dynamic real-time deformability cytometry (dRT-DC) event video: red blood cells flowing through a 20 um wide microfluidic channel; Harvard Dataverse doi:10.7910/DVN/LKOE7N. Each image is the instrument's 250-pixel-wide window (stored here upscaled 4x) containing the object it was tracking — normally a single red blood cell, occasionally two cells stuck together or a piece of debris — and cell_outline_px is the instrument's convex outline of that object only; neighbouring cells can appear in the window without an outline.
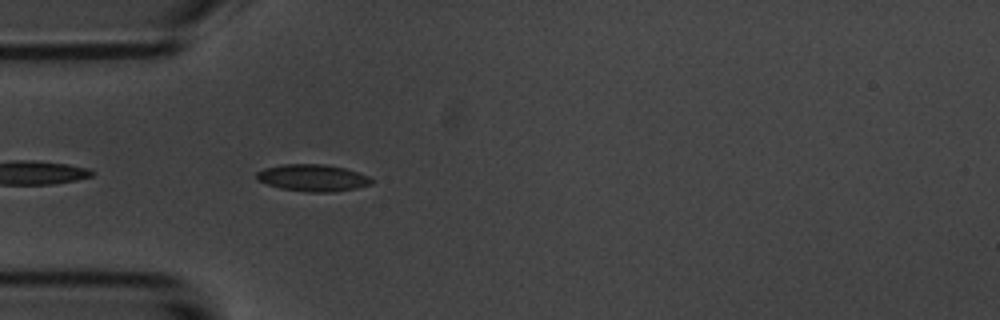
{"species": "common noctule bat (a hibernating species)", "species_latin": "Nyctalus noctula", "temperature_condition": "room temperature", "stored_images_in_passage": 3, "camera_frame_rate_fps": 3000, "um_per_image_px": 0.085, "animal": {"sex": "male", "body_mass_g": 20.1, "forearm_length_mm": 53.5}, "frame": {"image": 1, "passage_image": 3, "time_ms": 2.333, "image_size_px": [1000, 320], "cell_outline_px": [[372, 184], [356, 188], [332, 192], [304, 192], [280, 188], [256, 180], [256, 172], [264, 168], [284, 164], [324, 164], [344, 168], [368, 176], [372, 180]], "centroid_in_image_um": [26.55, 15.12], "position_along_channel_um": 58.5, "area_um2": 17.98}}